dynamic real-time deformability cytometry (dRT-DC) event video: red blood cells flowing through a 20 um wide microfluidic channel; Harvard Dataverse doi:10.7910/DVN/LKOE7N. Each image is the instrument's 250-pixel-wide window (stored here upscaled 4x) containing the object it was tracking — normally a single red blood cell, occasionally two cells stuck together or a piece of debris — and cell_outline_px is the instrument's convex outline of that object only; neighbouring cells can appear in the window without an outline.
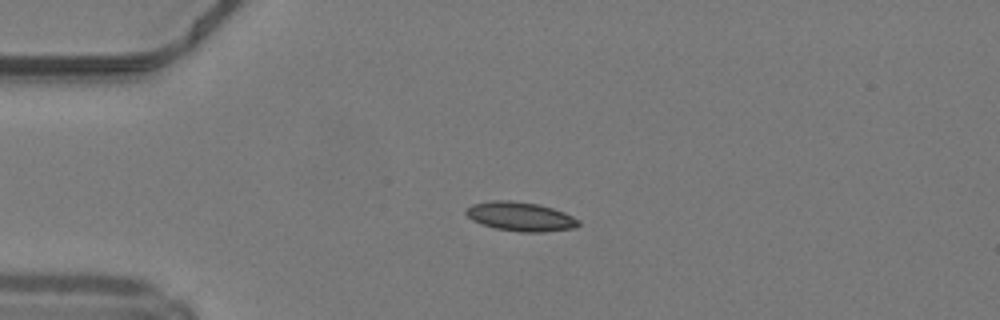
{"species": "common noctule bat (a hibernating species)", "species_latin": "Nyctalus noctula", "temperature_condition": "warm", "stored_images_in_passage": 49, "camera_frame_rate_fps": 3000, "um_per_image_px": 0.085, "animal": {"sex": "male", "body_mass_g": 19.2, "forearm_length_mm": 51.8}, "frame": {"image": 1, "passage_image": 12, "time_ms": 3.667, "image_size_px": [1000, 320], "cell_outline_px": [[580, 224], [576, 228], [544, 232], [520, 232], [496, 228], [480, 224], [472, 220], [464, 212], [472, 204], [492, 200], [512, 200], [536, 204], [552, 208], [564, 212], [580, 220]], "centroid_in_image_um": [44.25, 18.41], "position_along_channel_um": 40.8, "area_um2": 19.13}}
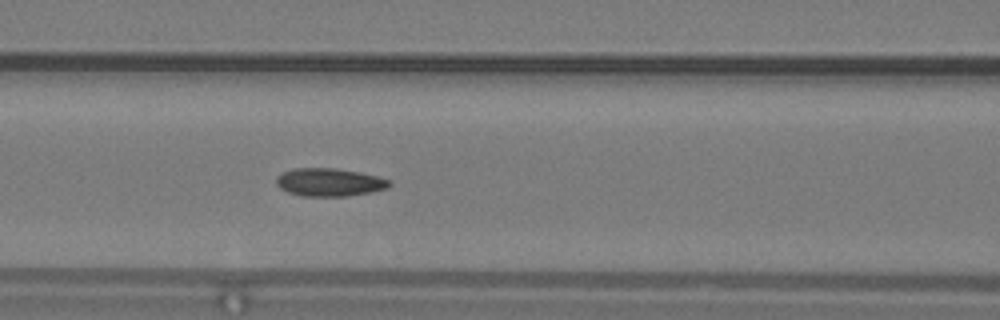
{"frame": {"image": 2, "passage_image": 21, "time_ms": 6.667, "image_size_px": [1000, 320], "cell_outline_px": [[392, 184], [388, 188], [348, 196], [304, 196], [288, 192], [280, 188], [276, 184], [276, 176], [280, 172], [296, 168], [336, 168], [360, 172], [376, 176], [388, 180]], "centroid_in_image_um": [27.96, 15.48], "position_along_channel_um": 138.6, "area_um2": 18.44}}
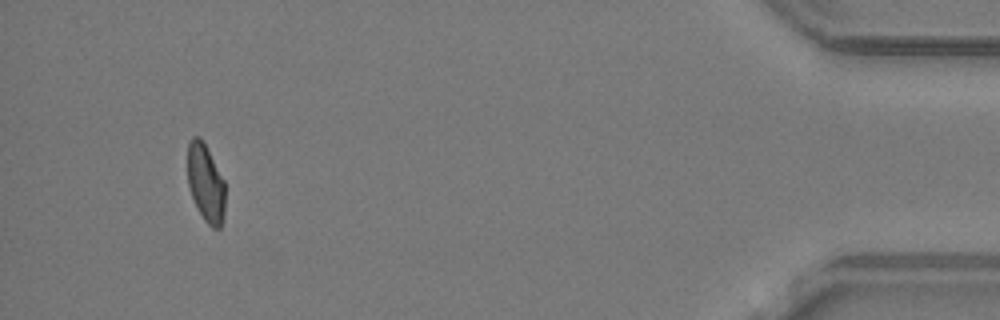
{"frame": {"image": 3, "passage_image": 46, "time_ms": 15.0, "image_size_px": [1000, 320], "cell_outline_px": [[224, 220], [220, 228], [212, 228], [204, 220], [192, 196], [188, 184], [188, 144], [192, 136], [200, 136], [224, 180]], "centroid_in_image_um": [17.49, 15.57], "position_along_channel_um": 417.7, "area_um2": 16.82}, "authors_computed_cell_mechanics": {"area_um2": 17.918, "velocity_mm_per_s": 4.235, "shape_relaxation_time_tau1_ms": null, "shape_relaxation_time_tau2_ms": 1.331, "deformation_change_tau1": null, "deformation_change_tau2": 0.0593}}